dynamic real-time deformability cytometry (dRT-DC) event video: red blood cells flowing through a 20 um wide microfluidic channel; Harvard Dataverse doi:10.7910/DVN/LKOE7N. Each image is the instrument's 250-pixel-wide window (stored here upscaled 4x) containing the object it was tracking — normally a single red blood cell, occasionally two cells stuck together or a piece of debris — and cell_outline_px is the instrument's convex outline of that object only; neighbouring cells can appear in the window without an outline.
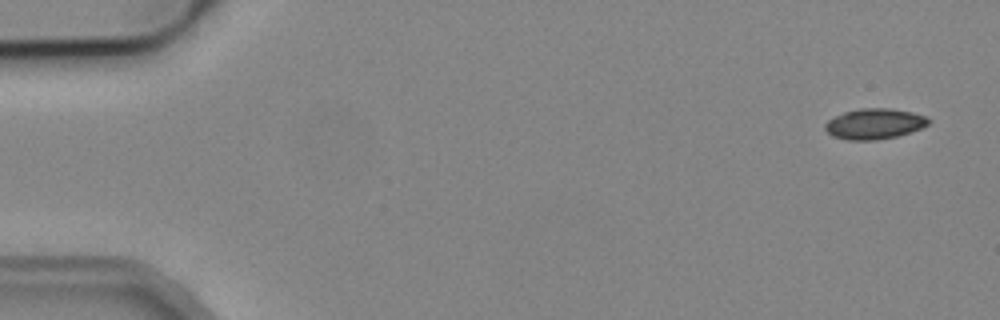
{"species": "common noctule bat (a hibernating species)", "species_latin": "Nyctalus noctula", "temperature_condition": "cold", "stored_images_in_passage": 5, "camera_frame_rate_fps": 3000, "um_per_image_px": 0.085, "animal": {"sex": "male", "body_mass_g": 19.2, "forearm_length_mm": 51.8}, "frame": {"image": 1, "passage_image": 1, "time_ms": 0.0, "image_size_px": [1000, 320], "cell_outline_px": [[932, 120], [928, 124], [920, 128], [896, 136], [876, 140], [848, 140], [832, 136], [824, 128], [824, 124], [828, 120], [844, 112], [860, 108], [892, 108], [912, 112], [924, 116]], "centroid_in_image_um": [74.31, 10.52], "position_along_channel_um": 10.7, "area_um2": 18.32}}
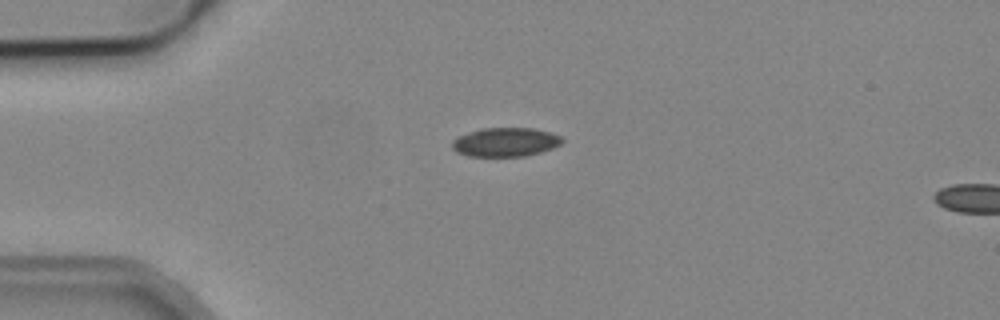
{"frame": {"image": 2, "passage_image": 4, "time_ms": 3.667, "image_size_px": [1000, 320], "cell_outline_px": [[564, 140], [560, 144], [552, 148], [540, 152], [524, 156], [468, 156], [456, 152], [452, 148], [452, 140], [460, 136], [480, 128], [532, 128], [548, 132], [560, 136]], "centroid_in_image_um": [42.94, 12.08], "position_along_channel_um": 42.1, "area_um2": 18.38}}